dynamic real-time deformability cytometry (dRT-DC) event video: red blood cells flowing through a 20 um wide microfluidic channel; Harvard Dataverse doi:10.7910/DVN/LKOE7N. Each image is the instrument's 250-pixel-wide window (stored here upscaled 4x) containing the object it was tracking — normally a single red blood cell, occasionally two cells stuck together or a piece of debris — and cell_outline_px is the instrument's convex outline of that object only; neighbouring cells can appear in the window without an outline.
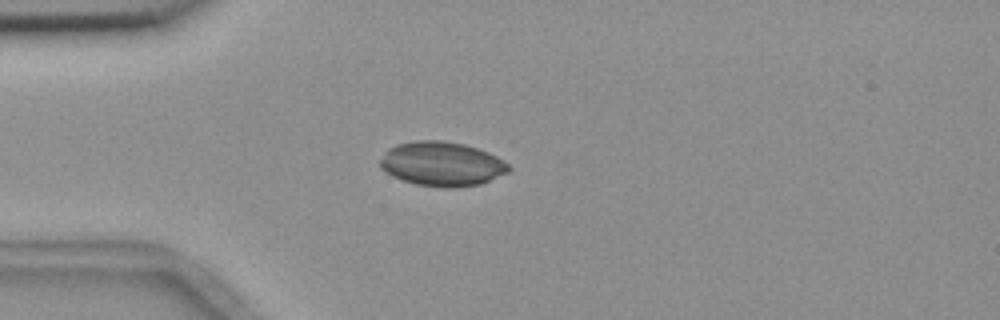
{"species": "common noctule bat (a hibernating species)", "species_latin": "Nyctalus noctula", "temperature_condition": "room temperature", "stored_images_in_passage": 5, "camera_frame_rate_fps": 3000, "um_per_image_px": 0.085, "animal": {"sex": "female", "body_mass_g": 18.4}, "frame": {"image": 1, "passage_image": 2, "time_ms": 1.333, "image_size_px": [1000, 320], "cell_outline_px": [[512, 168], [508, 172], [480, 184], [456, 188], [444, 188], [416, 184], [392, 176], [384, 172], [380, 168], [380, 160], [384, 152], [388, 148], [396, 144], [412, 140], [440, 140], [464, 144], [488, 152], [504, 160]], "centroid_in_image_um": [37.54, 13.93], "position_along_channel_um": 47.5, "area_um2": 33.47}}
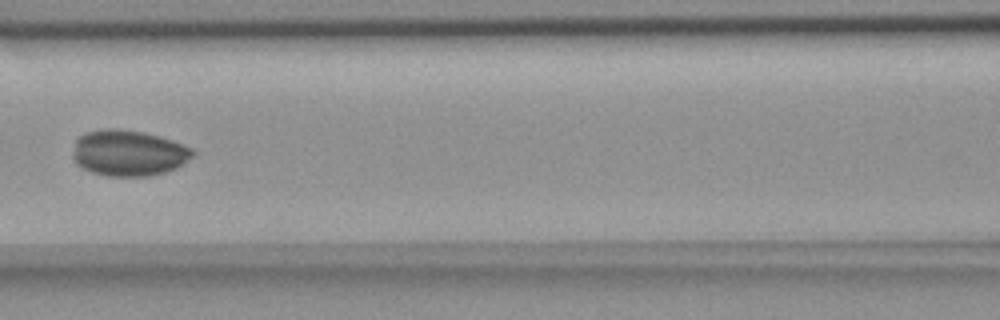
{"frame": {"image": 2, "passage_image": 5, "time_ms": 4.667, "image_size_px": [1000, 320], "cell_outline_px": [[196, 156], [176, 168], [164, 172], [148, 176], [108, 176], [92, 172], [76, 164], [72, 160], [72, 152], [76, 140], [84, 132], [104, 128], [112, 128], [144, 132], [160, 136], [184, 144], [192, 148], [196, 152]], "centroid_in_image_um": [10.94, 13.0], "position_along_channel_um": 155.7, "area_um2": 32.48}}